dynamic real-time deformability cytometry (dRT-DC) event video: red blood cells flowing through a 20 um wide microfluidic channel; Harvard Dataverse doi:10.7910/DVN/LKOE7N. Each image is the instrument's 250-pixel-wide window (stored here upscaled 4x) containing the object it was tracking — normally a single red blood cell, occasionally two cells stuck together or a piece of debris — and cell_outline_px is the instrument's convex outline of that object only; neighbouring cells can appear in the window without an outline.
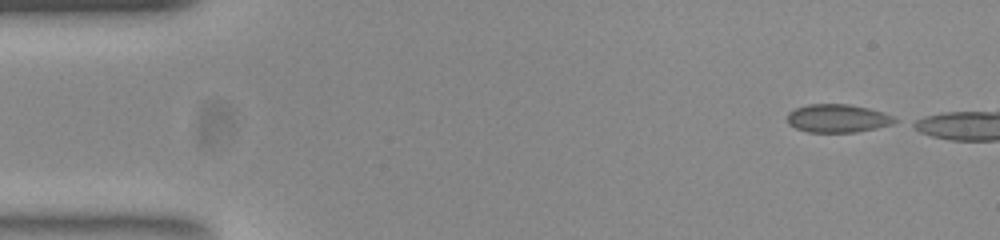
{"species": "common noctule bat (a hibernating species)", "species_latin": "Nyctalus noctula", "temperature_condition": "room temperature", "stored_images_in_passage": 40, "camera_frame_rate_fps": 3000, "um_per_image_px": 0.085, "animal": {"sex": "female", "body_mass_g": 23.0, "forearm_length_mm": 53.4}, "frame": {"image": 1, "passage_image": 1, "time_ms": 0.0, "image_size_px": [1000, 240], "cell_outline_px": [[900, 120], [892, 124], [876, 128], [856, 132], [808, 132], [796, 128], [788, 124], [788, 112], [796, 108], [808, 104], [848, 104], [868, 108], [892, 116]], "centroid_in_image_um": [71.19, 10.06], "position_along_channel_um": 13.8, "area_um2": 17.57}}
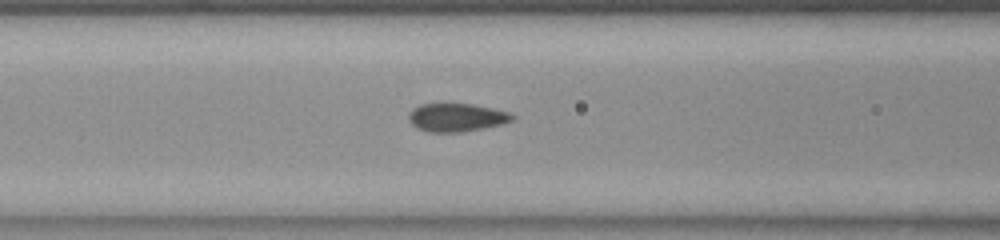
{"frame": {"image": 2, "passage_image": 18, "time_ms": 5.667, "image_size_px": [1000, 240], "cell_outline_px": [[516, 116], [512, 120], [500, 124], [460, 132], [428, 132], [412, 124], [408, 120], [408, 112], [412, 108], [420, 104], [448, 100], [472, 104], [492, 108], [508, 112]], "centroid_in_image_um": [38.73, 9.92], "position_along_channel_um": 127.9, "area_um2": 17.57}}
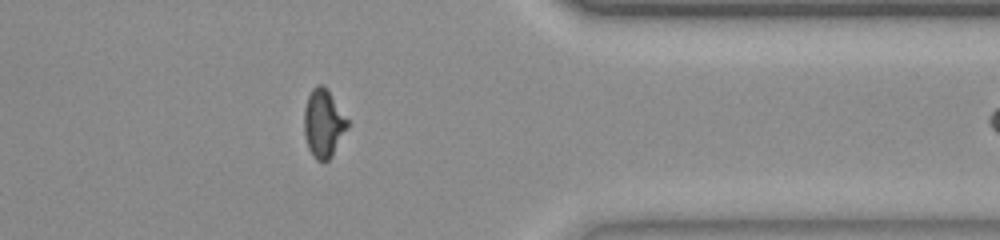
{"frame": {"image": 3, "passage_image": 39, "time_ms": 12.667, "image_size_px": [1000, 240], "cell_outline_px": [[348, 128], [332, 156], [328, 160], [316, 160], [312, 156], [308, 148], [304, 136], [304, 108], [308, 96], [312, 88], [316, 84], [324, 84], [328, 88], [348, 120]], "centroid_in_image_um": [27.49, 10.46], "position_along_channel_um": 383.9, "area_um2": 17.46}}